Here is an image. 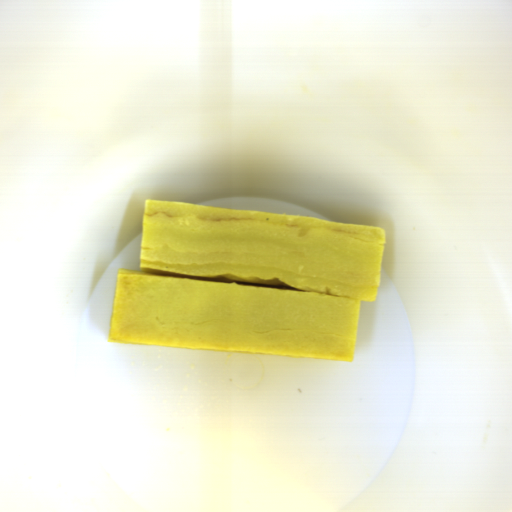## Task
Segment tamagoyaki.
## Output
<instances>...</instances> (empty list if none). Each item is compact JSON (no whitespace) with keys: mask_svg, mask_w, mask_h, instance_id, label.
Returning <instances> with one entry per match:
<instances>
[{"mask_svg":"<svg viewBox=\"0 0 512 512\" xmlns=\"http://www.w3.org/2000/svg\"><path fill=\"white\" fill-rule=\"evenodd\" d=\"M383 227L145 199L109 342L354 361Z\"/></svg>","mask_w":512,"mask_h":512,"instance_id":"tamagoyaki-1","label":"tamagoyaki"}]
</instances>
